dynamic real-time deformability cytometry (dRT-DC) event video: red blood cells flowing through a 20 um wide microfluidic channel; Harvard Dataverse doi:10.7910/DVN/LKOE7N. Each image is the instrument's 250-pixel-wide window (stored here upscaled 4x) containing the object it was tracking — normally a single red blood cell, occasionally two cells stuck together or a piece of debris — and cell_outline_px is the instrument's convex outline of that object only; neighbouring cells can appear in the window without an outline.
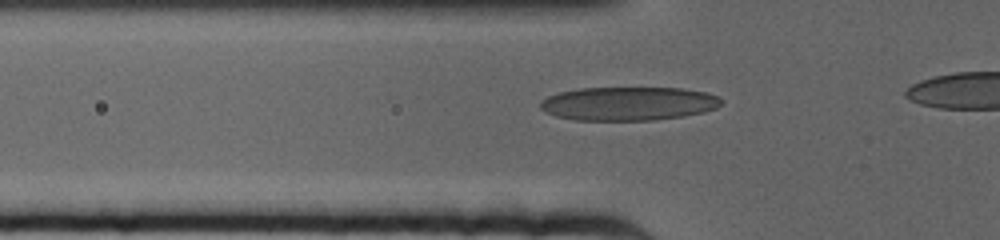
{"species": "human", "species_latin": "Homo sapiens", "temperature_condition": "cold", "stored_images_in_passage": 24, "camera_frame_rate_fps": 3000, "um_per_image_px": 0.085, "donor": {"sex": "female"}, "frame": {"image": 1, "passage_image": 13, "time_ms": 4.0, "image_size_px": [1000, 240], "cell_outline_px": [[724, 100], [716, 108], [704, 112], [684, 116], [656, 120], [576, 120], [556, 116], [540, 108], [540, 100], [548, 96], [560, 92], [580, 88], [680, 88], [704, 92], [716, 96]], "centroid_in_image_um": [53.42, 8.81], "position_along_channel_um": 72.4, "area_um2": 35.43}}
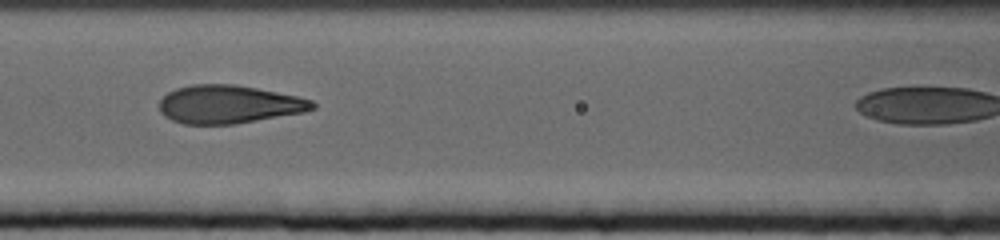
{"frame": {"image": 2, "passage_image": 20, "time_ms": 6.333, "image_size_px": [1000, 240], "cell_outline_px": [[316, 108], [304, 112], [236, 124], [184, 124], [172, 120], [164, 116], [160, 112], [160, 100], [168, 92], [176, 88], [192, 84], [236, 84], [296, 96], [312, 100], [316, 104]], "centroid_in_image_um": [19.44, 8.87], "position_along_channel_um": 147.2, "area_um2": 34.1}}
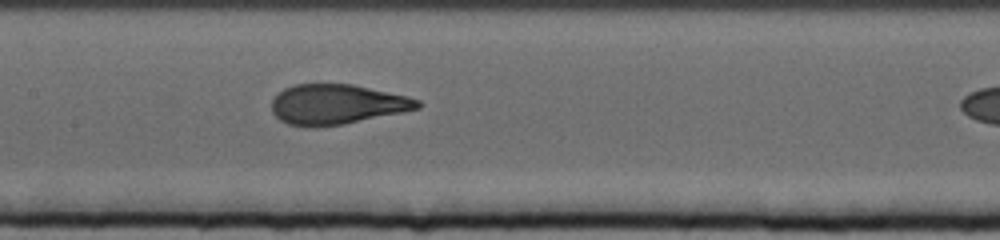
{"frame": {"image": 3, "passage_image": 23, "time_ms": 7.333, "image_size_px": [1000, 240], "cell_outline_px": [[424, 104], [420, 108], [404, 112], [344, 124], [316, 128], [304, 128], [288, 124], [280, 120], [272, 112], [272, 100], [284, 88], [296, 84], [352, 84], [408, 96], [420, 100]], "centroid_in_image_um": [28.65, 8.89], "position_along_channel_um": 178.7, "area_um2": 34.39}}